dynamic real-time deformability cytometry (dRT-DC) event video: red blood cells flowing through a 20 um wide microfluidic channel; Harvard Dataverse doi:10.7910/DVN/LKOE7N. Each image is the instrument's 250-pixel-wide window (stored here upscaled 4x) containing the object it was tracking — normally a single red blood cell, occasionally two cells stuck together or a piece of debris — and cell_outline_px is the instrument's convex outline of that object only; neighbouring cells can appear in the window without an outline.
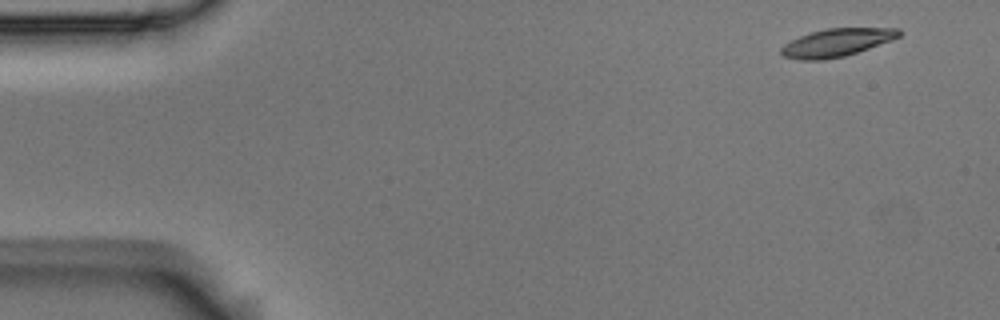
{"species": "Egyptian fruit bat (a non-hibernating species)", "species_latin": "Rousettus aegyptiacus", "temperature_condition": "room temperature", "stored_images_in_passage": 7, "camera_frame_rate_fps": 3000, "um_per_image_px": 0.085, "animal": {"sex": "male"}, "frame": {"image": 1, "passage_image": 1, "time_ms": 0.0, "image_size_px": [1000, 320], "cell_outline_px": [[900, 36], [892, 40], [844, 56], [824, 60], [800, 60], [784, 56], [780, 52], [780, 48], [784, 44], [800, 36], [812, 32], [828, 28], [900, 28]], "centroid_in_image_um": [71.1, 3.62], "position_along_channel_um": 13.9, "area_um2": 18.96}}
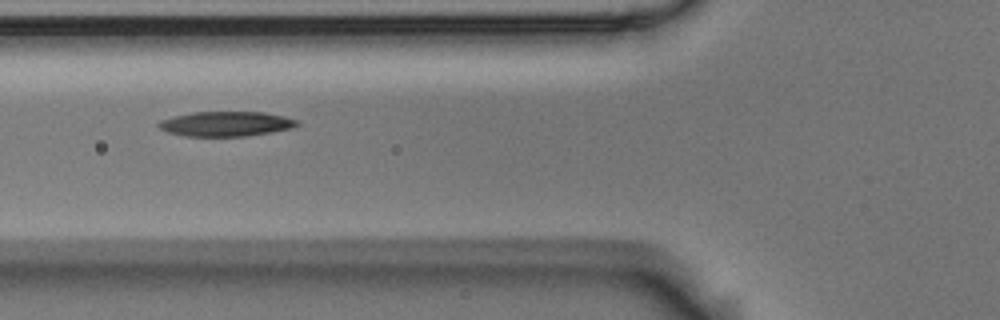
{"frame": {"image": 2, "passage_image": 6, "time_ms": 1.667, "image_size_px": [1000, 320], "cell_outline_px": [[300, 124], [292, 128], [272, 132], [248, 136], [184, 136], [168, 132], [160, 128], [156, 124], [160, 120], [192, 112], [264, 112], [284, 116], [300, 120]], "centroid_in_image_um": [19.25, 10.53], "position_along_channel_um": 106.5, "area_um2": 20.11}}
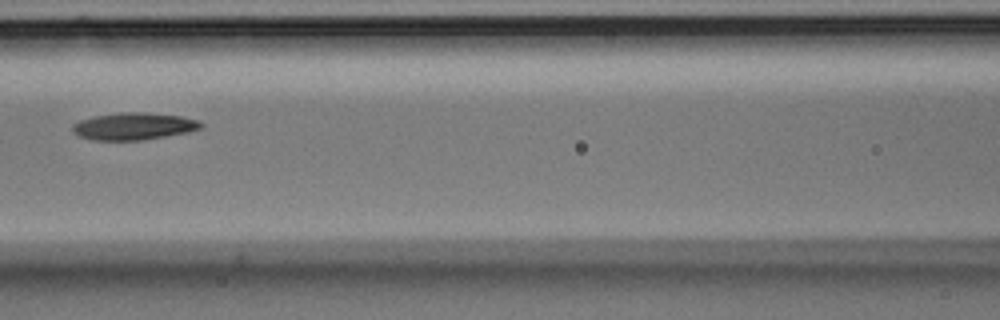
{"frame": {"image": 3, "passage_image": 7, "time_ms": 2.0, "image_size_px": [1000, 320], "cell_outline_px": [[204, 128], [188, 132], [144, 140], [92, 140], [80, 136], [72, 132], [72, 124], [80, 120], [96, 116], [120, 112], [140, 112], [180, 116], [200, 120], [204, 124]], "centroid_in_image_um": [11.4, 10.73], "position_along_channel_um": 155.2, "area_um2": 20.4}}